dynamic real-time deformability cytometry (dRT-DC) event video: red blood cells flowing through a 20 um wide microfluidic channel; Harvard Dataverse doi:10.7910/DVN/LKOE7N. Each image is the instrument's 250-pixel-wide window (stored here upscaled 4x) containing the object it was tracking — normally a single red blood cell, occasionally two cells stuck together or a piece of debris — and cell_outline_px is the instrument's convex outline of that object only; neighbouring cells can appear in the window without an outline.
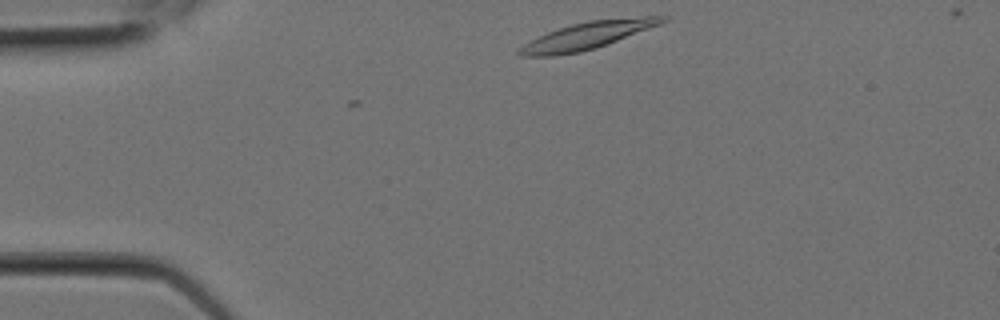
{"species": "Egyptian fruit bat (a non-hibernating species)", "species_latin": "Rousettus aegyptiacus", "temperature_condition": "room temperature", "stored_images_in_passage": 4, "camera_frame_rate_fps": 3000, "um_per_image_px": 0.085, "animal": {"sex": "female"}, "frame": {"image": 1, "passage_image": 1, "time_ms": 0.0, "image_size_px": [1000, 320], "cell_outline_px": [[668, 20], [660, 24], [616, 40], [580, 52], [556, 56], [520, 56], [516, 52], [524, 44], [548, 32], [572, 24], [588, 20], [644, 16], [668, 16]], "centroid_in_image_um": [49.91, 3.01], "position_along_channel_um": 35.1, "area_um2": 22.08}}
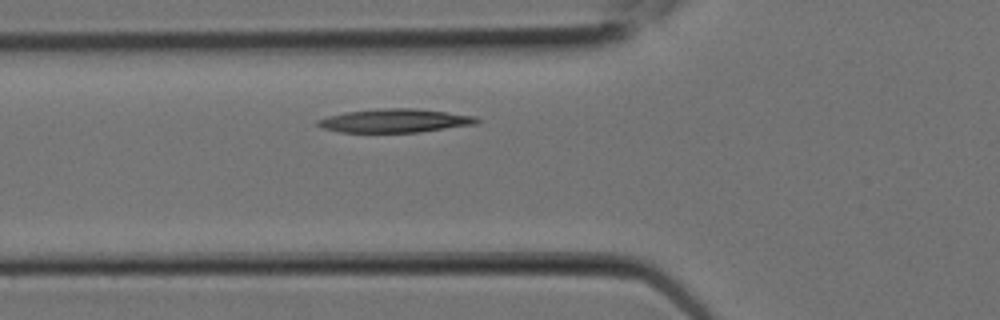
{"frame": {"image": 2, "passage_image": 4, "time_ms": 1.0, "image_size_px": [1000, 320], "cell_outline_px": [[480, 120], [476, 124], [420, 132], [340, 132], [324, 128], [316, 124], [316, 120], [328, 116], [344, 112], [376, 108], [412, 108], [448, 112], [476, 116]], "centroid_in_image_um": [33.56, 10.25], "position_along_channel_um": 92.2, "area_um2": 21.91}}